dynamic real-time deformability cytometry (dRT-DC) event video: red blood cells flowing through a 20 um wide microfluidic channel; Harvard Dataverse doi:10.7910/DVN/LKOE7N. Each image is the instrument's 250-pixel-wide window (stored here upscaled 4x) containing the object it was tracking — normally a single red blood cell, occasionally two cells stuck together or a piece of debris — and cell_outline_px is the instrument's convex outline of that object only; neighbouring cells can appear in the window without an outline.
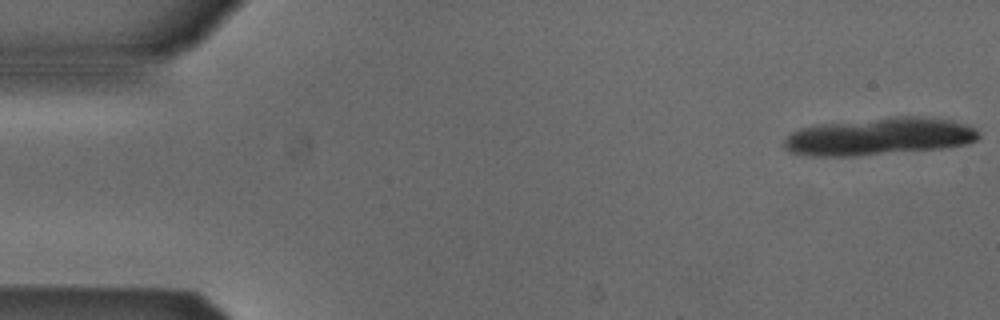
{"species": "Egyptian fruit bat (a non-hibernating species)", "species_latin": "Rousettus aegyptiacus", "temperature_condition": "cold", "stored_images_in_passage": 19, "camera_frame_rate_fps": 3000, "um_per_image_px": 0.085, "animal": {"sex": "male"}, "frame": {"image": 1, "passage_image": 1, "time_ms": 0.0, "image_size_px": [1000, 320], "cell_outline_px": [[980, 136], [976, 140], [964, 144], [940, 148], [856, 156], [808, 156], [792, 152], [784, 148], [784, 140], [792, 132], [800, 128], [820, 124], [896, 116], [916, 116], [952, 120], [968, 124], [976, 128]], "centroid_in_image_um": [74.73, 11.6], "position_along_channel_um": 10.3, "area_um2": 42.31}}
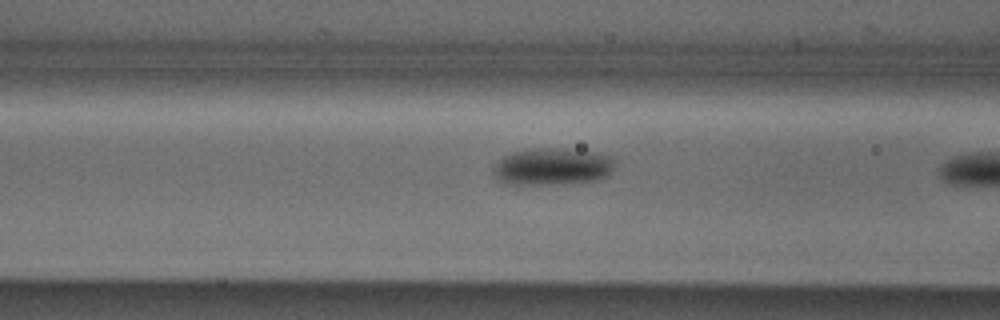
{"frame": {"image": 2, "passage_image": 18, "time_ms": 5.667, "image_size_px": [1000, 320], "cell_outline_px": [[612, 168], [608, 176], [596, 180], [568, 184], [508, 184], [496, 180], [492, 172], [492, 168], [504, 156], [512, 152], [532, 148], [568, 148], [592, 152], [612, 156]], "centroid_in_image_um": [46.91, 14.16], "position_along_channel_um": 119.7, "area_um2": 26.47}}